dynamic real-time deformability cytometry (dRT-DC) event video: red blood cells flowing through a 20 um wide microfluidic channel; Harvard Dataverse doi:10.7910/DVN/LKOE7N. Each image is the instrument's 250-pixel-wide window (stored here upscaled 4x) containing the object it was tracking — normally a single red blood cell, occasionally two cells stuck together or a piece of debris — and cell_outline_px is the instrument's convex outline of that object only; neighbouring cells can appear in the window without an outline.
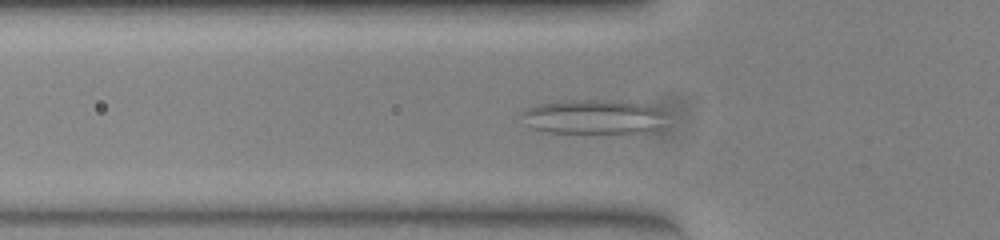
{"species": "common noctule bat (a hibernating species)", "species_latin": "Nyctalus noctula", "temperature_condition": "warm", "stored_images_in_passage": 46, "camera_frame_rate_fps": 3000, "um_per_image_px": 0.085, "animal": {"sex": "female", "body_mass_g": 23.0, "forearm_length_mm": 53.4}, "frame": {"image": 1, "passage_image": 10, "time_ms": 3.0, "image_size_px": [1000, 240], "cell_outline_px": [[664, 112], [652, 128], [644, 132], [548, 132], [532, 128], [520, 112], [536, 104], [564, 100], [628, 100], [648, 104], [660, 108]], "centroid_in_image_um": [50.37, 9.88], "position_along_channel_um": 75.4, "area_um2": 28.44}}
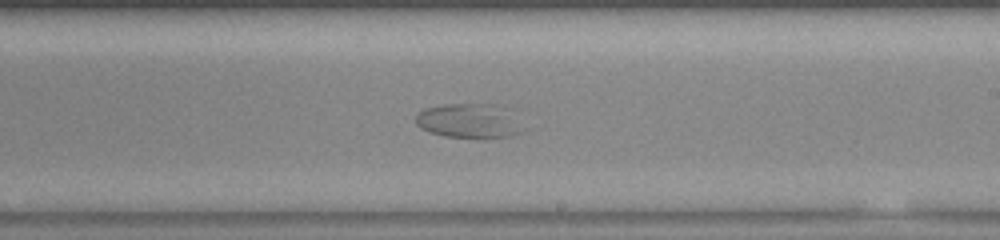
{"frame": {"image": 2, "passage_image": 24, "time_ms": 7.667, "image_size_px": [1000, 240], "cell_outline_px": [[524, 132], [508, 136], [444, 136], [428, 132], [420, 128], [416, 124], [416, 116], [424, 108], [444, 104], [484, 104]], "centroid_in_image_um": [39.5, 10.3], "position_along_channel_um": 249.5, "area_um2": 19.07}}
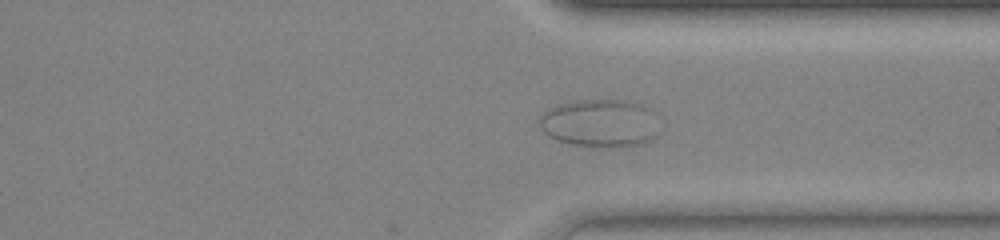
{"frame": {"image": 3, "passage_image": 33, "time_ms": 10.667, "image_size_px": [1000, 240], "cell_outline_px": [[656, 136], [640, 144], [624, 148], [600, 148], [572, 144], [556, 140], [548, 136], [544, 132], [540, 124], [540, 116], [548, 108], [556, 104], [584, 100], [620, 100], [640, 104], [644, 108]], "centroid_in_image_um": [50.84, 10.51], "position_along_channel_um": 360.6, "area_um2": 32.6}}